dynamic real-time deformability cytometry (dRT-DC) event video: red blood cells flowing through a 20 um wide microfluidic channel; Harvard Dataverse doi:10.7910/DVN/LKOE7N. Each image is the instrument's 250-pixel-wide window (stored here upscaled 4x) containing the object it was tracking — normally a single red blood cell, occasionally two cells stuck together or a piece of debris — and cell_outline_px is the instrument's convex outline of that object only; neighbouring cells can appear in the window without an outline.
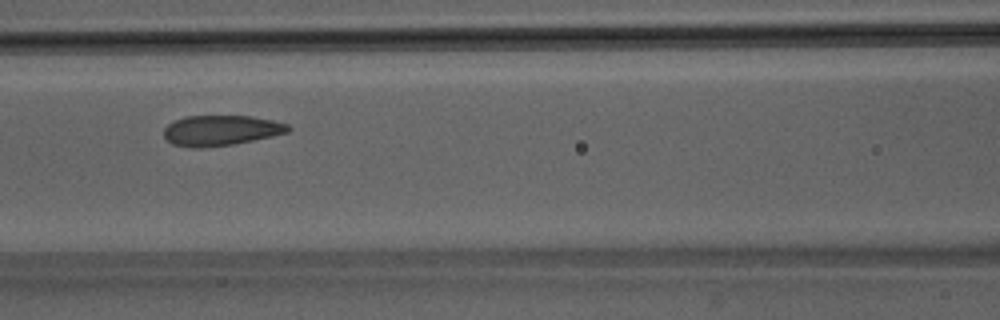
{"species": "Egyptian fruit bat (a non-hibernating species)", "species_latin": "Rousettus aegyptiacus", "temperature_condition": "room temperature", "stored_images_in_passage": 44, "camera_frame_rate_fps": 3000, "um_per_image_px": 0.085, "animal": {"sex": "male"}, "frame": {"image": 1, "passage_image": 16, "time_ms": 5.0, "image_size_px": [1000, 320], "cell_outline_px": [[292, 128], [288, 132], [272, 136], [232, 144], [200, 148], [192, 148], [172, 144], [164, 136], [164, 128], [168, 124], [184, 116], [252, 116], [272, 120], [288, 124]], "centroid_in_image_um": [18.77, 11.08], "position_along_channel_um": 147.8, "area_um2": 21.91}}
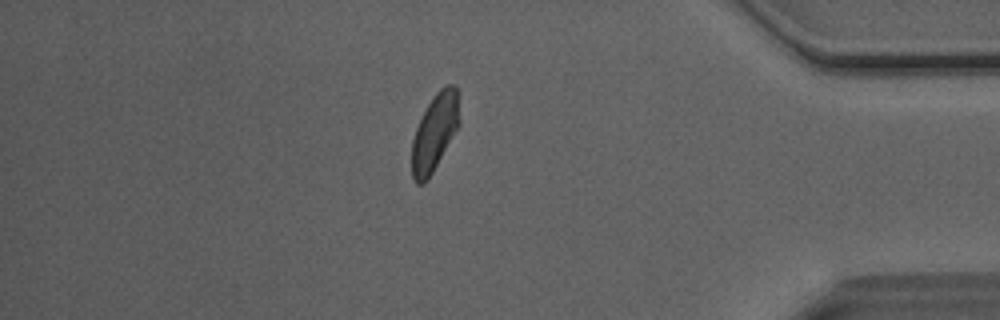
{"frame": {"image": 2, "passage_image": 37, "time_ms": 12.0, "image_size_px": [1000, 320], "cell_outline_px": [[460, 124], [428, 180], [424, 184], [416, 184], [412, 176], [412, 140], [416, 128], [428, 104], [436, 92], [440, 88], [448, 84], [456, 84], [460, 120]], "centroid_in_image_um": [36.95, 11.26], "position_along_channel_um": 398.2, "area_um2": 21.27}}
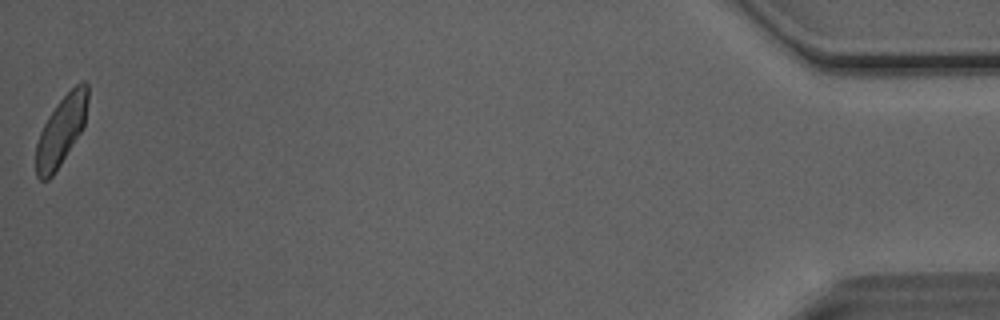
{"frame": {"image": 3, "passage_image": 44, "time_ms": 14.333, "image_size_px": [1000, 320], "cell_outline_px": [[88, 100], [84, 128], [52, 176], [48, 180], [40, 180], [36, 176], [36, 144], [40, 132], [48, 116], [56, 104], [76, 84], [84, 80], [88, 84]], "centroid_in_image_um": [5.21, 11.09], "position_along_channel_um": 430.0, "area_um2": 20.92}, "authors_computed_cell_mechanics": {"area_um2": 22.1952, "velocity_mm_per_s": 4.0588, "shape_relaxation_time_tau1_ms": 4.0012, "shape_relaxation_time_tau2_ms": 1.4327, "deformation_change_tau1": 0.1187, "deformation_change_tau2": 0.0621}}